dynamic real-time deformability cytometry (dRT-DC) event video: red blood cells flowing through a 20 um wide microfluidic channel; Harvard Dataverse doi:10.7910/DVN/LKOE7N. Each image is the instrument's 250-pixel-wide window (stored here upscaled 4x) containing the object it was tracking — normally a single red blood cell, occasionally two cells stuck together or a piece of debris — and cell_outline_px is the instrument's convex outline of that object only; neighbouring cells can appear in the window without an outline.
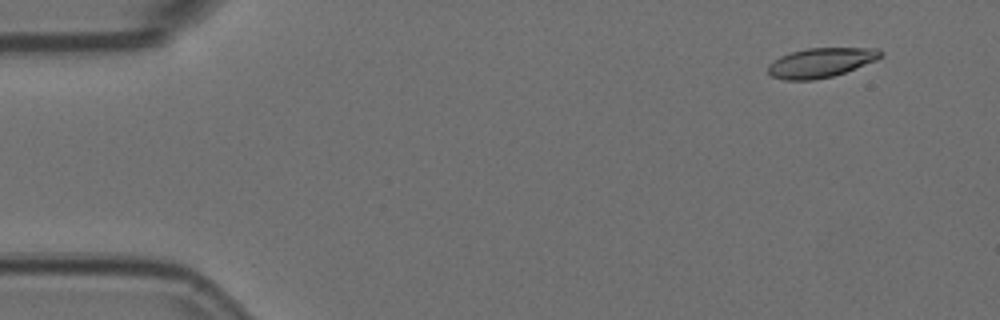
{"species": "Egyptian fruit bat (a non-hibernating species)", "species_latin": "Rousettus aegyptiacus", "temperature_condition": "room temperature", "stored_images_in_passage": 5, "camera_frame_rate_fps": 3000, "um_per_image_px": 0.085, "animal": {"sex": "female"}, "frame": {"image": 1, "passage_image": 1, "time_ms": 0.0, "image_size_px": [1000, 320], "cell_outline_px": [[884, 56], [876, 60], [844, 72], [832, 76], [812, 80], [784, 80], [772, 76], [768, 72], [768, 64], [772, 60], [780, 56], [792, 52], [808, 48], [880, 48], [884, 52]], "centroid_in_image_um": [69.78, 5.31], "position_along_channel_um": 15.2, "area_um2": 19.36}}
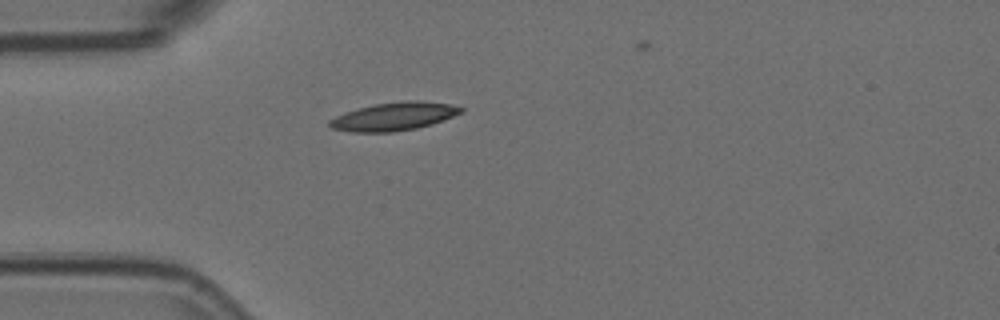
{"frame": {"image": 2, "passage_image": 4, "time_ms": 1.0, "image_size_px": [1000, 320], "cell_outline_px": [[464, 112], [432, 124], [416, 128], [392, 132], [352, 132], [332, 128], [328, 124], [328, 120], [344, 112], [376, 104], [408, 100], [420, 100], [452, 104], [464, 108]], "centroid_in_image_um": [33.51, 9.89], "position_along_channel_um": 51.5, "area_um2": 21.56}}